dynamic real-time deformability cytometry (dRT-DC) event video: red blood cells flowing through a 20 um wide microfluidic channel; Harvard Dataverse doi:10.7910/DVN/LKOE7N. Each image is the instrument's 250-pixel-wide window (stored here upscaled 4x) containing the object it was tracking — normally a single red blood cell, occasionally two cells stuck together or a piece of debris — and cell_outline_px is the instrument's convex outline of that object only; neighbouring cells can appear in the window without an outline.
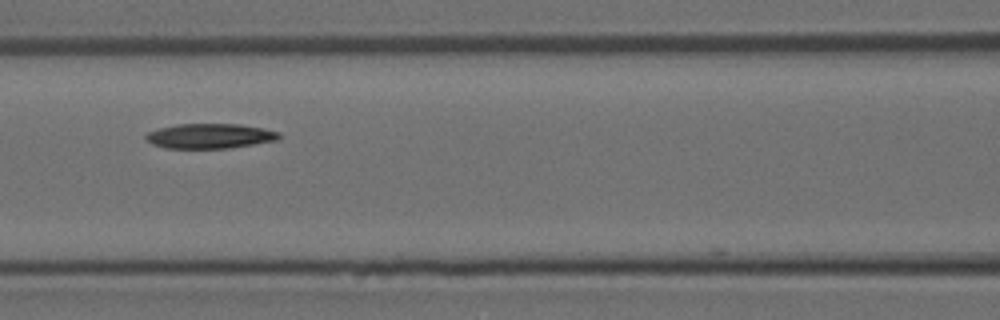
{"species": "Egyptian fruit bat (a non-hibernating species)", "species_latin": "Rousettus aegyptiacus", "temperature_condition": "room temperature", "stored_images_in_passage": 6, "camera_frame_rate_fps": 3000, "um_per_image_px": 0.085, "animal": {"sex": "female"}, "frame": {"image": 1, "passage_image": 5, "time_ms": 1.333, "image_size_px": [1000, 320], "cell_outline_px": [[280, 140], [228, 148], [164, 148], [152, 144], [144, 140], [144, 136], [148, 132], [160, 128], [176, 124], [240, 124], [264, 128], [280, 132]], "centroid_in_image_um": [17.84, 11.56], "position_along_channel_um": 148.8, "area_um2": 19.48}}
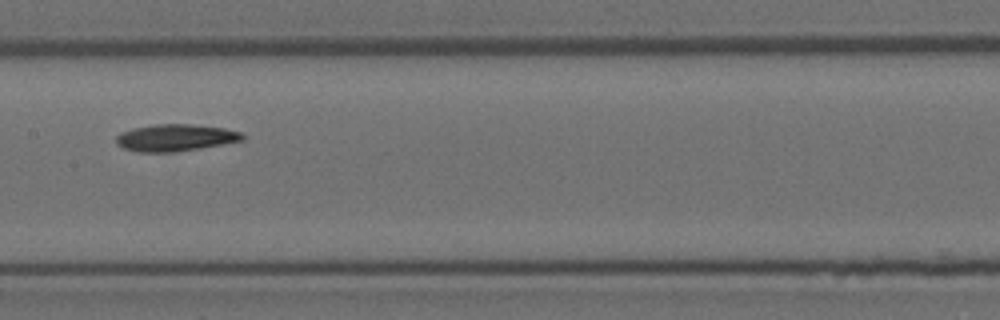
{"frame": {"image": 2, "passage_image": 6, "time_ms": 1.667, "image_size_px": [1000, 320], "cell_outline_px": [[244, 140], [200, 148], [172, 152], [136, 152], [124, 148], [116, 144], [116, 136], [120, 132], [136, 128], [156, 124], [192, 124], [224, 128], [240, 132], [244, 136]], "centroid_in_image_um": [14.89, 11.7], "position_along_channel_um": 192.5, "area_um2": 19.71}}